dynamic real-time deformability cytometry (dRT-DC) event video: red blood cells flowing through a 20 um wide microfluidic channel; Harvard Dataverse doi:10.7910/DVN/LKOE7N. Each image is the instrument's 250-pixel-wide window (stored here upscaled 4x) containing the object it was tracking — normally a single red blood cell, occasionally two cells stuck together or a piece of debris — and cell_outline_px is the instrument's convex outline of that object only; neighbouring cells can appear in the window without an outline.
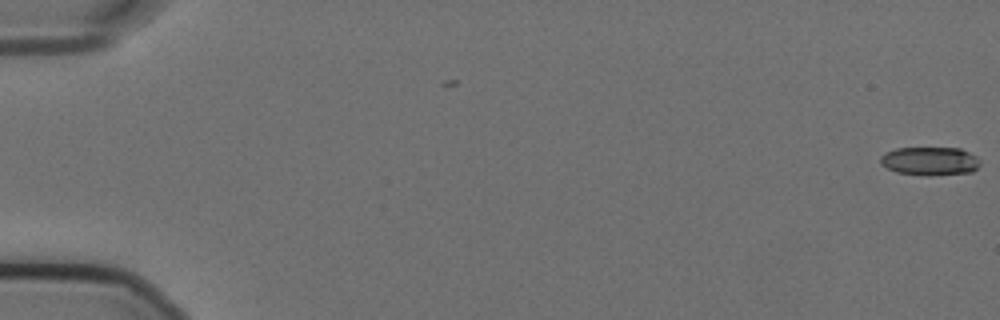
{"species": "Egyptian fruit bat (a non-hibernating species)", "species_latin": "Rousettus aegyptiacus", "temperature_condition": "cold", "stored_images_in_passage": 58, "camera_frame_rate_fps": 3000, "um_per_image_px": 0.085, "animal": {"sex": "female"}, "frame": {"image": 1, "passage_image": 1, "time_ms": 0.0, "image_size_px": [1000, 320], "cell_outline_px": [[980, 164], [972, 172], [928, 176], [924, 176], [896, 172], [880, 164], [880, 156], [884, 152], [896, 148], [960, 148], [976, 156], [980, 160]], "centroid_in_image_um": [79.02, 13.7], "position_along_channel_um": 6.0, "area_um2": 16.7}}
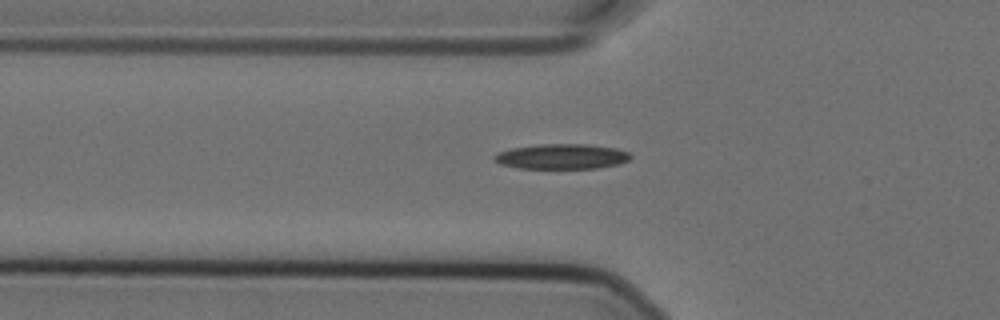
{"frame": {"image": 2, "passage_image": 21, "time_ms": 6.667, "image_size_px": [1000, 320], "cell_outline_px": [[632, 156], [628, 160], [620, 164], [596, 168], [520, 168], [500, 164], [492, 160], [492, 156], [500, 152], [512, 148], [540, 144], [584, 144], [616, 148], [628, 152]], "centroid_in_image_um": [47.74, 13.3], "position_along_channel_um": 78.1, "area_um2": 19.88}}
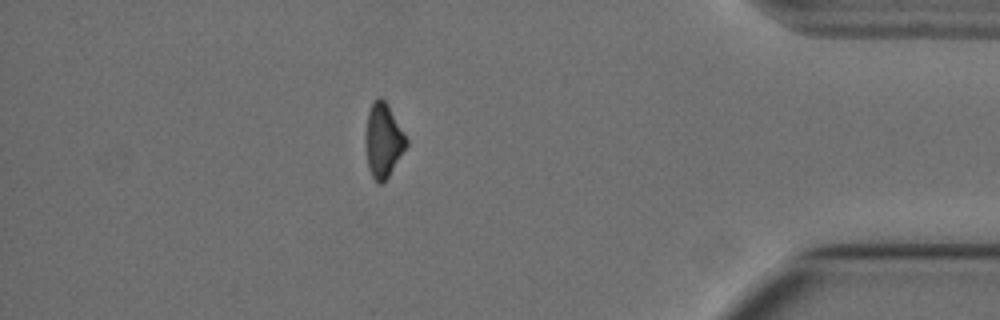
{"frame": {"image": 3, "passage_image": 51, "time_ms": 16.667, "image_size_px": [1000, 320], "cell_outline_px": [[408, 144], [388, 176], [380, 184], [376, 184], [368, 168], [364, 136], [368, 112], [376, 96], [380, 96], [388, 104], [408, 140]], "centroid_in_image_um": [32.55, 11.91], "position_along_channel_um": 402.6, "area_um2": 17.63}, "authors_computed_cell_mechanics": {"area_um2": 18.3226, "velocity_mm_per_s": 3.5878, "shape_relaxation_time_tau1_ms": 9.9292, "shape_relaxation_time_tau2_ms": null, "deformation_change_tau1": 0.211, "deformation_change_tau2": null}}